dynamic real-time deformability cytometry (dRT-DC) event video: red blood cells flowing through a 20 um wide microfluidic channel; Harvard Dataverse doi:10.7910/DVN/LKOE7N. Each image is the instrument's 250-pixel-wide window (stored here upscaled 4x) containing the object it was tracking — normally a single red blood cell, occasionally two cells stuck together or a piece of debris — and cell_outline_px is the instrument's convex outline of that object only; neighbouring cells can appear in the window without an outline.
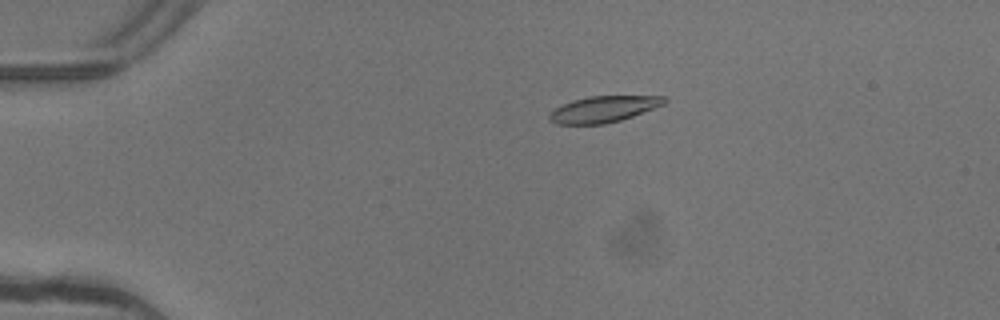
{"species": "common noctule bat (a hibernating species)", "species_latin": "Nyctalus noctula", "temperature_condition": "warm", "stored_images_in_passage": 3, "camera_frame_rate_fps": 3000, "um_per_image_px": 0.085, "animal": {"sex": "female"}, "frame": {"image": 1, "passage_image": 1, "time_ms": 0.0, "image_size_px": [1000, 320], "cell_outline_px": [[668, 100], [664, 104], [632, 116], [620, 120], [604, 124], [556, 124], [548, 120], [548, 112], [572, 100], [588, 96], [664, 96]], "centroid_in_image_um": [51.26, 9.28], "position_along_channel_um": 33.7, "area_um2": 17.51}}
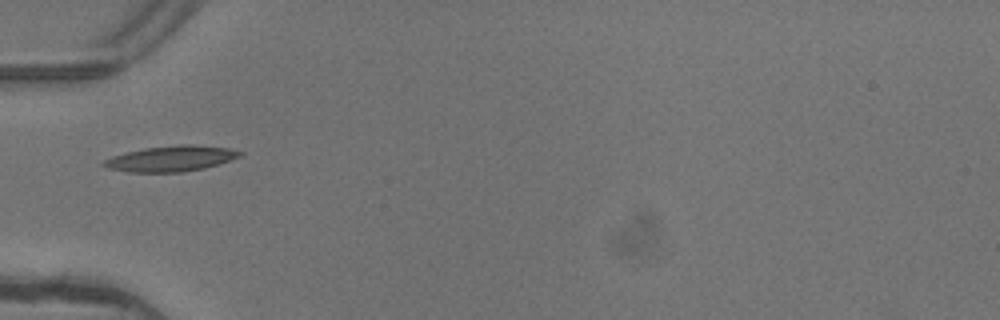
{"frame": {"image": 2, "passage_image": 3, "time_ms": 0.667, "image_size_px": [1000, 320], "cell_outline_px": [[244, 152], [240, 156], [204, 168], [180, 172], [128, 172], [108, 168], [100, 164], [104, 160], [112, 156], [144, 148], [180, 144], [192, 144], [228, 148]], "centroid_in_image_um": [14.5, 13.47], "position_along_channel_um": 70.5, "area_um2": 20.11}}